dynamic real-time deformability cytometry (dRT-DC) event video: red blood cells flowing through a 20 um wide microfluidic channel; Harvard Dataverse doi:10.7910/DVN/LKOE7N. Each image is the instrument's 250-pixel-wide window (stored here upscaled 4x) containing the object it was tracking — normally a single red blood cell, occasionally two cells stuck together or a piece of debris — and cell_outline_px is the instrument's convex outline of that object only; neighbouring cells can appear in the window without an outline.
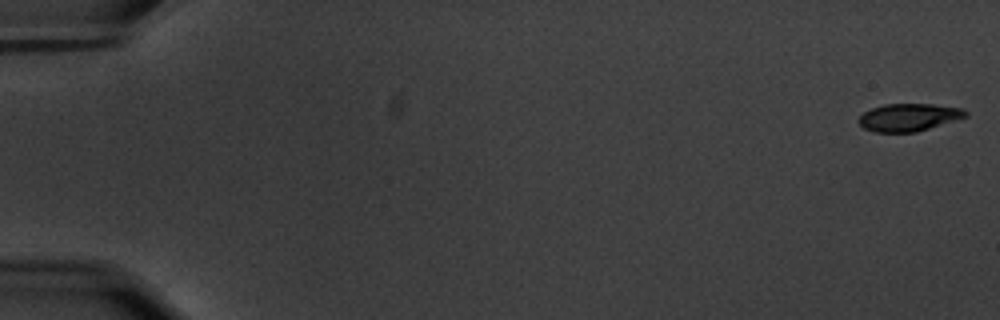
{"species": "common noctule bat (a hibernating species)", "species_latin": "Nyctalus noctula", "temperature_condition": "warm", "stored_images_in_passage": 18, "camera_frame_rate_fps": 3000, "um_per_image_px": 0.085, "animal": {"sex": "male", "body_mass_g": 20.1, "forearm_length_mm": 53.5}, "frame": {"image": 1, "passage_image": 1, "time_ms": 0.0, "image_size_px": [1000, 320], "cell_outline_px": [[968, 116], [916, 132], [872, 132], [864, 128], [856, 120], [864, 112], [872, 108], [884, 104], [932, 104], [964, 108], [968, 112]], "centroid_in_image_um": [77.24, 9.97], "position_along_channel_um": 7.8, "area_um2": 17.22}}